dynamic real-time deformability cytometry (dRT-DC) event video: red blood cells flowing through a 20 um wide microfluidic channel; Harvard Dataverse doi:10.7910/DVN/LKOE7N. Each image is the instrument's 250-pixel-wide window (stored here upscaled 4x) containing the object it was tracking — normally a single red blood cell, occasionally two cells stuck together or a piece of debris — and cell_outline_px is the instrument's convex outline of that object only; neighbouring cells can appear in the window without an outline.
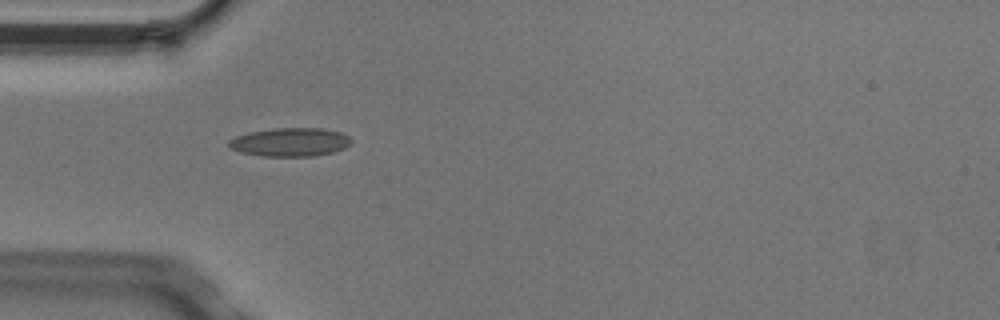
{"species": "Egyptian fruit bat (a non-hibernating species)", "species_latin": "Rousettus aegyptiacus", "temperature_condition": "cold", "stored_images_in_passage": 5, "camera_frame_rate_fps": 3000, "um_per_image_px": 0.085, "animal": {"sex": "male"}, "frame": {"image": 1, "passage_image": 1, "time_ms": 0.0, "image_size_px": [1000, 320], "cell_outline_px": [[352, 144], [344, 148], [332, 152], [312, 156], [264, 156], [240, 152], [232, 148], [228, 144], [228, 140], [236, 136], [252, 132], [276, 128], [320, 128], [340, 132], [348, 136], [352, 140]], "centroid_in_image_um": [24.69, 12.08], "position_along_channel_um": 60.3, "area_um2": 20.17}}
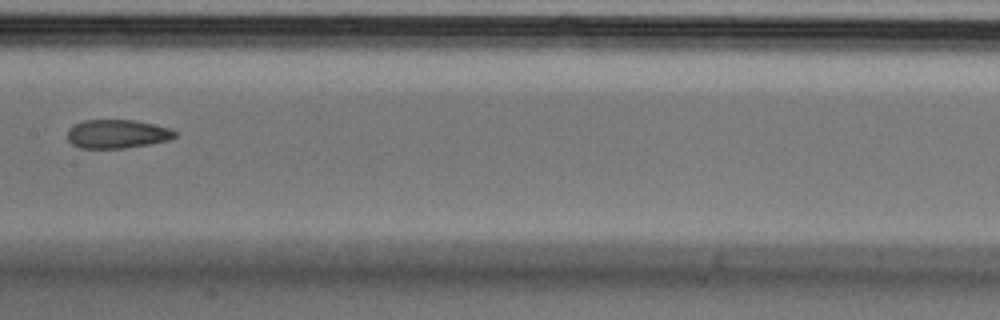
{"frame": {"image": 2, "passage_image": 4, "time_ms": 1.0, "image_size_px": [1000, 320], "cell_outline_px": [[176, 136], [168, 140], [148, 144], [124, 148], [80, 148], [72, 144], [68, 140], [68, 128], [72, 124], [84, 120], [136, 120], [156, 124], [168, 128], [176, 132]], "centroid_in_image_um": [9.93, 11.37], "position_along_channel_um": 197.5, "area_um2": 18.03}}
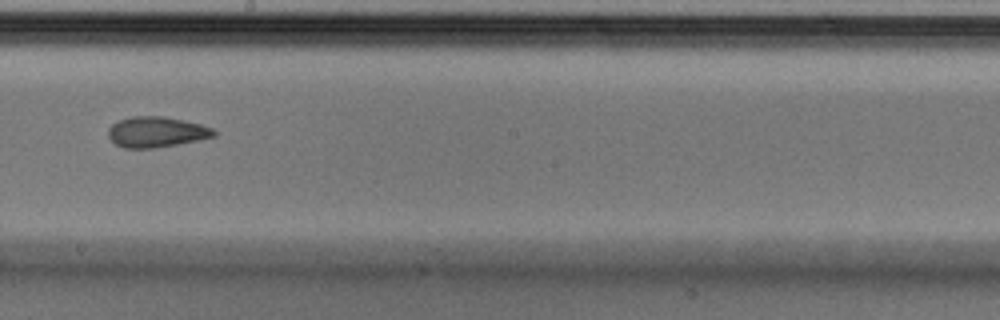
{"frame": {"image": 3, "passage_image": 5, "time_ms": 1.333, "image_size_px": [1000, 320], "cell_outline_px": [[216, 136], [200, 140], [156, 148], [124, 148], [116, 144], [108, 136], [108, 128], [116, 120], [132, 116], [164, 116], [184, 120], [200, 124], [212, 128], [216, 132]], "centroid_in_image_um": [13.29, 11.21], "position_along_channel_um": 234.9, "area_um2": 19.02}}